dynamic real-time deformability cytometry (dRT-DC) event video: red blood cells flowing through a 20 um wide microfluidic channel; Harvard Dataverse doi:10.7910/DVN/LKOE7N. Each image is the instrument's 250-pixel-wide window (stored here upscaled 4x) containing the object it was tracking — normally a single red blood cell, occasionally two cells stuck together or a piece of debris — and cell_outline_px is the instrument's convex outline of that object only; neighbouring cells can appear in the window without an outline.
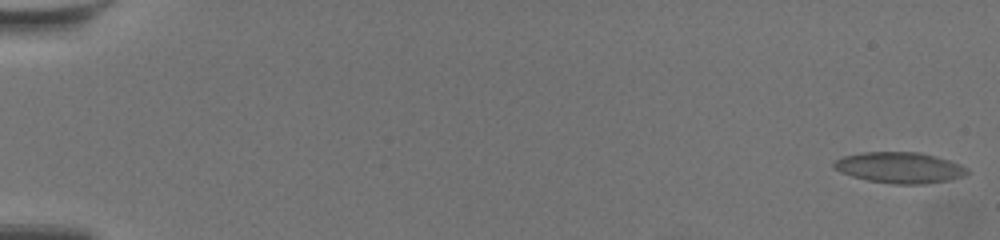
{"species": "common noctule bat (a hibernating species)", "species_latin": "Nyctalus noctula", "temperature_condition": "warm", "stored_images_in_passage": 61, "camera_frame_rate_fps": 3000, "um_per_image_px": 0.085, "animal": {"sex": "female", "body_mass_g": 19.5, "forearm_length_mm": 54.1}, "frame": {"image": 1, "passage_image": 1, "time_ms": 0.0, "image_size_px": [1000, 240], "cell_outline_px": [[968, 172], [960, 176], [948, 180], [924, 184], [896, 184], [868, 180], [852, 176], [836, 168], [832, 164], [836, 160], [844, 156], [864, 152], [920, 152], [948, 160], [968, 168]], "centroid_in_image_um": [76.47, 14.24], "position_along_channel_um": 8.5, "area_um2": 23.52}}
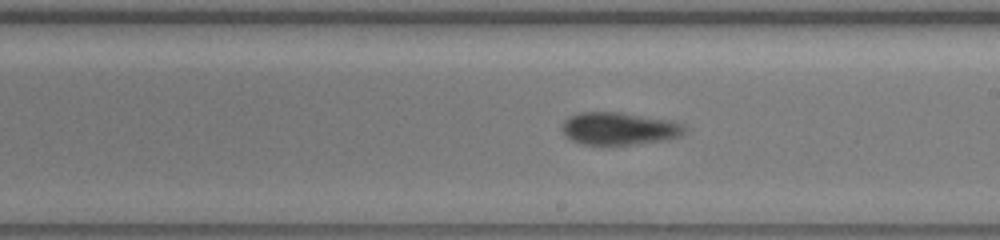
{"frame": {"image": 2, "passage_image": 37, "time_ms": 12.0, "image_size_px": [1000, 240], "cell_outline_px": [[684, 132], [680, 136], [668, 140], [600, 148], [580, 144], [572, 140], [564, 132], [564, 120], [580, 112], [616, 112], [668, 120], [680, 124], [684, 128]], "centroid_in_image_um": [52.59, 10.98], "position_along_channel_um": 236.4, "area_um2": 23.41}}
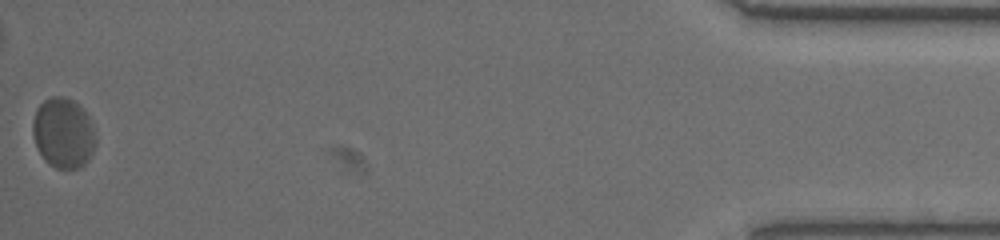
{"frame": {"image": 3, "passage_image": 61, "time_ms": 20.0, "image_size_px": [1000, 240], "cell_outline_px": [[96, 144], [88, 160], [80, 168], [56, 168], [44, 160], [36, 144], [32, 132], [32, 120], [36, 108], [44, 100], [52, 96], [60, 96], [72, 100], [88, 116], [92, 124], [96, 140]], "centroid_in_image_um": [5.36, 11.31], "position_along_channel_um": 429.8, "area_um2": 25.61}, "authors_computed_cell_mechanics": {"area_um2": 22.9466, "velocity_mm_per_s": 3.4848, "shape_relaxation_time_tau1_ms": 4.8075, "shape_relaxation_time_tau2_ms": 1.2928, "deformation_change_tau1": 0.1377, "deformation_change_tau2": 0.0566}}